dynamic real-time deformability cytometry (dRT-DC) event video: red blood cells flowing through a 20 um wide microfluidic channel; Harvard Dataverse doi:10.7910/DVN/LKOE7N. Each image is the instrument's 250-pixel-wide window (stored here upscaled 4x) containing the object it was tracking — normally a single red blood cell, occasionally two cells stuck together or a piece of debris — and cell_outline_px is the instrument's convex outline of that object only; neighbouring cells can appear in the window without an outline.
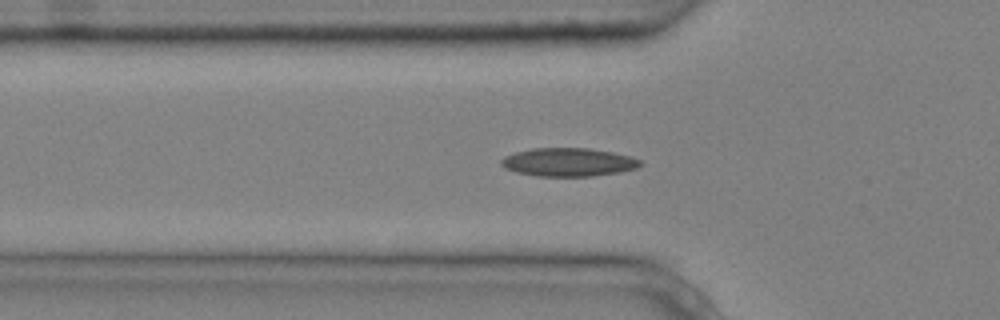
{"species": "common noctule bat (a hibernating species)", "species_latin": "Nyctalus noctula", "temperature_condition": "cold", "stored_images_in_passage": 4, "camera_frame_rate_fps": 3000, "um_per_image_px": 0.085, "animal": {"sex": "male", "body_mass_g": 20.4}, "frame": {"image": 1, "passage_image": 4, "time_ms": 1.0, "image_size_px": [1000, 320], "cell_outline_px": [[644, 164], [636, 168], [620, 172], [592, 176], [536, 176], [516, 172], [504, 168], [500, 164], [500, 160], [504, 156], [516, 152], [532, 148], [588, 148], [612, 152], [632, 156], [640, 160]], "centroid_in_image_um": [48.31, 13.78], "position_along_channel_um": 77.5, "area_um2": 23.12}}